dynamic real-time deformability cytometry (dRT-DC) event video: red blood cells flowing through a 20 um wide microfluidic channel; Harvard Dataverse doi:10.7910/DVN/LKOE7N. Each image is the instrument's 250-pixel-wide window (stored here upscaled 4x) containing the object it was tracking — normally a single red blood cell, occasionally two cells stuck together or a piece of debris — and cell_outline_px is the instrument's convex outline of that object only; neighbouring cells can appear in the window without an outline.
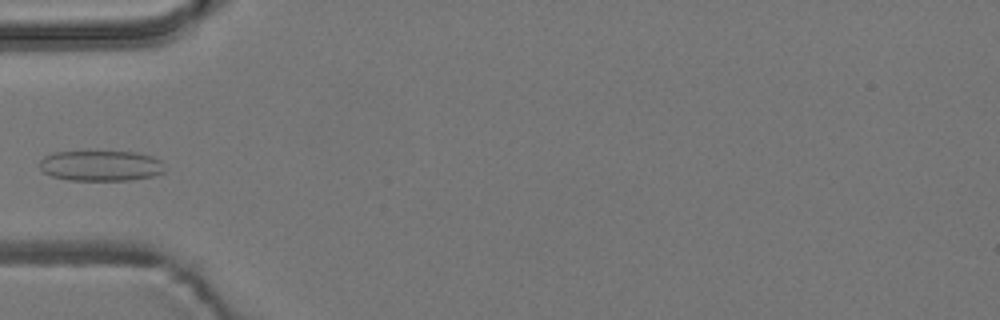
{"species": "common noctule bat (a hibernating species)", "species_latin": "Nyctalus noctula", "temperature_condition": "room temperature", "stored_images_in_passage": 4, "camera_frame_rate_fps": 3000, "um_per_image_px": 0.085, "animal": {"sex": "male", "body_mass_g": 19.2, "forearm_length_mm": 51.8}, "frame": {"image": 1, "passage_image": 4, "time_ms": 4.0, "image_size_px": [1000, 320], "cell_outline_px": [[164, 172], [152, 176], [128, 180], [68, 180], [52, 176], [44, 172], [40, 168], [40, 160], [44, 156], [56, 152], [136, 152], [152, 156], [160, 160]], "centroid_in_image_um": [8.55, 14.09], "position_along_channel_um": 76.5, "area_um2": 22.02}}